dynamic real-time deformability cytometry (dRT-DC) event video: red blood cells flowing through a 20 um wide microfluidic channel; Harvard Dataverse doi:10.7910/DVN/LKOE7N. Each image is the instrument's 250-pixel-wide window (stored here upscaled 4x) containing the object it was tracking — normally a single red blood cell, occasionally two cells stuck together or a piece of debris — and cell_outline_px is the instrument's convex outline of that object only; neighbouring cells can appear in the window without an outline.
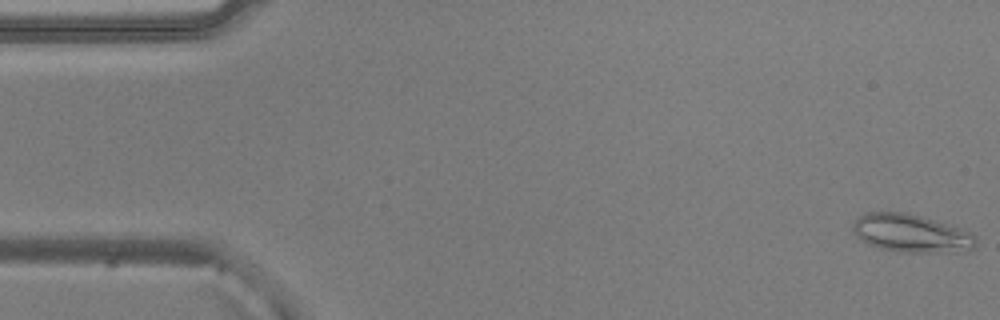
{"species": "common noctule bat (a hibernating species)", "species_latin": "Nyctalus noctula", "temperature_condition": "warm", "stored_images_in_passage": 52, "camera_frame_rate_fps": 3000, "um_per_image_px": 0.085, "animal": {"sex": "male", "body_mass_g": 20.5, "forearm_length_mm": 52.5}, "frame": {"image": 1, "passage_image": 1, "time_ms": 0.0, "image_size_px": [1000, 320], "cell_outline_px": [[976, 248], [972, 252], [900, 252], [880, 248], [868, 244], [860, 240], [856, 236], [852, 228], [852, 220], [864, 212], [908, 212], [960, 228], [976, 236]], "centroid_in_image_um": [77.44, 19.84], "position_along_channel_um": 7.6, "area_um2": 27.74}}
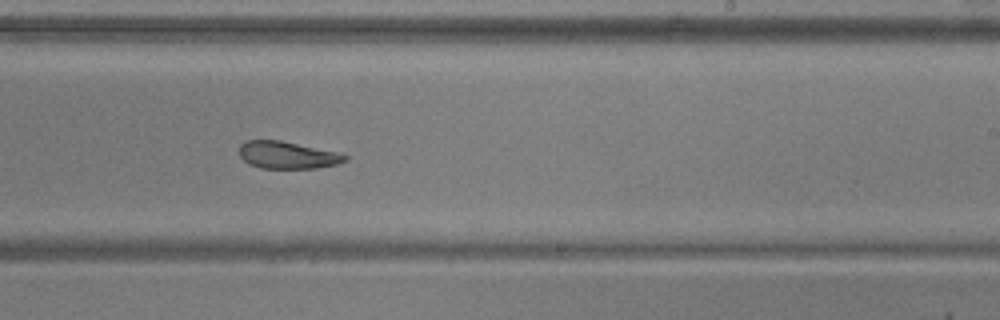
{"frame": {"image": 2, "passage_image": 31, "time_ms": 10.0, "image_size_px": [1000, 320], "cell_outline_px": [[348, 160], [336, 164], [316, 168], [260, 168], [248, 164], [240, 156], [240, 144], [244, 140], [280, 140], [340, 152], [348, 156]], "centroid_in_image_um": [24.44, 13.17], "position_along_channel_um": 264.6, "area_um2": 16.94}}
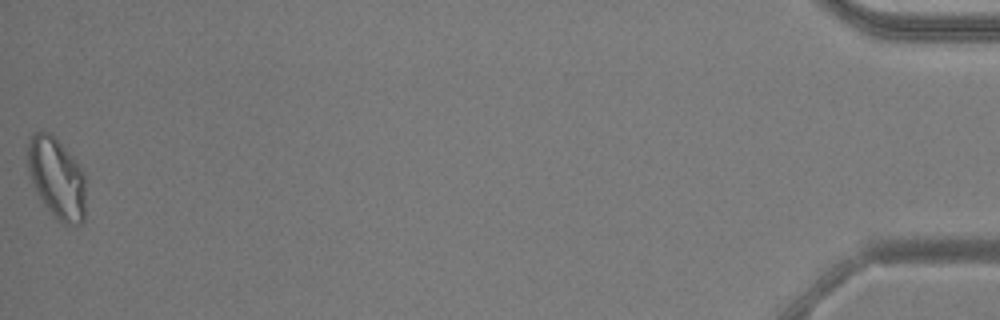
{"frame": {"image": 3, "passage_image": 52, "time_ms": 17.0, "image_size_px": [1000, 320], "cell_outline_px": [[84, 220], [80, 224], [64, 224], [52, 216], [36, 192], [28, 172], [24, 148], [32, 132], [48, 132], [56, 136], [72, 156], [84, 172]], "centroid_in_image_um": [4.76, 15.08], "position_along_channel_um": 430.4, "area_um2": 27.92}, "authors_computed_cell_mechanics": {"area_um2": 19.8543, "velocity_mm_per_s": 3.8549, "shape_relaxation_time_tau1_ms": 6.2319, "shape_relaxation_time_tau2_ms": 5.0366, "deformation_change_tau1": 0.1525, "deformation_change_tau2": 0.143}}